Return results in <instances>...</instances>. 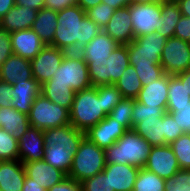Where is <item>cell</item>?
Here are the masks:
<instances>
[{
    "mask_svg": "<svg viewBox=\"0 0 190 191\" xmlns=\"http://www.w3.org/2000/svg\"><path fill=\"white\" fill-rule=\"evenodd\" d=\"M57 22L52 46L66 52H78L104 31L79 5L58 11Z\"/></svg>",
    "mask_w": 190,
    "mask_h": 191,
    "instance_id": "6da1fadb",
    "label": "cell"
},
{
    "mask_svg": "<svg viewBox=\"0 0 190 191\" xmlns=\"http://www.w3.org/2000/svg\"><path fill=\"white\" fill-rule=\"evenodd\" d=\"M43 138L45 145L43 160L69 175L73 156L85 138V132L66 124L44 130Z\"/></svg>",
    "mask_w": 190,
    "mask_h": 191,
    "instance_id": "7a4b0ae2",
    "label": "cell"
},
{
    "mask_svg": "<svg viewBox=\"0 0 190 191\" xmlns=\"http://www.w3.org/2000/svg\"><path fill=\"white\" fill-rule=\"evenodd\" d=\"M151 148L133 129L127 130L113 145L105 149L106 164H131L142 168Z\"/></svg>",
    "mask_w": 190,
    "mask_h": 191,
    "instance_id": "3957f363",
    "label": "cell"
},
{
    "mask_svg": "<svg viewBox=\"0 0 190 191\" xmlns=\"http://www.w3.org/2000/svg\"><path fill=\"white\" fill-rule=\"evenodd\" d=\"M107 114L103 111L102 98L98 97L97 86L75 92L70 110V124L86 132L97 125Z\"/></svg>",
    "mask_w": 190,
    "mask_h": 191,
    "instance_id": "277c9868",
    "label": "cell"
},
{
    "mask_svg": "<svg viewBox=\"0 0 190 191\" xmlns=\"http://www.w3.org/2000/svg\"><path fill=\"white\" fill-rule=\"evenodd\" d=\"M92 86L115 84L130 65L127 45H118L105 60H84Z\"/></svg>",
    "mask_w": 190,
    "mask_h": 191,
    "instance_id": "5b68a950",
    "label": "cell"
},
{
    "mask_svg": "<svg viewBox=\"0 0 190 191\" xmlns=\"http://www.w3.org/2000/svg\"><path fill=\"white\" fill-rule=\"evenodd\" d=\"M105 166V149L85 137L73 156V164L68 176L82 182L101 173Z\"/></svg>",
    "mask_w": 190,
    "mask_h": 191,
    "instance_id": "8992f818",
    "label": "cell"
},
{
    "mask_svg": "<svg viewBox=\"0 0 190 191\" xmlns=\"http://www.w3.org/2000/svg\"><path fill=\"white\" fill-rule=\"evenodd\" d=\"M47 82L70 85L74 92L92 87L88 65L78 52H67L54 76Z\"/></svg>",
    "mask_w": 190,
    "mask_h": 191,
    "instance_id": "52a82bcc",
    "label": "cell"
},
{
    "mask_svg": "<svg viewBox=\"0 0 190 191\" xmlns=\"http://www.w3.org/2000/svg\"><path fill=\"white\" fill-rule=\"evenodd\" d=\"M166 41L167 38L158 31L136 37L127 44L130 65L144 67L150 66V64H160Z\"/></svg>",
    "mask_w": 190,
    "mask_h": 191,
    "instance_id": "ba28073f",
    "label": "cell"
},
{
    "mask_svg": "<svg viewBox=\"0 0 190 191\" xmlns=\"http://www.w3.org/2000/svg\"><path fill=\"white\" fill-rule=\"evenodd\" d=\"M28 119L31 127L44 131L70 124V111L39 94L31 106Z\"/></svg>",
    "mask_w": 190,
    "mask_h": 191,
    "instance_id": "9c48e42d",
    "label": "cell"
},
{
    "mask_svg": "<svg viewBox=\"0 0 190 191\" xmlns=\"http://www.w3.org/2000/svg\"><path fill=\"white\" fill-rule=\"evenodd\" d=\"M164 73L178 75L190 67V42L175 37L167 39L161 55Z\"/></svg>",
    "mask_w": 190,
    "mask_h": 191,
    "instance_id": "30bf717a",
    "label": "cell"
},
{
    "mask_svg": "<svg viewBox=\"0 0 190 191\" xmlns=\"http://www.w3.org/2000/svg\"><path fill=\"white\" fill-rule=\"evenodd\" d=\"M130 17L134 36L151 34L161 27V3L130 4Z\"/></svg>",
    "mask_w": 190,
    "mask_h": 191,
    "instance_id": "8fae6325",
    "label": "cell"
},
{
    "mask_svg": "<svg viewBox=\"0 0 190 191\" xmlns=\"http://www.w3.org/2000/svg\"><path fill=\"white\" fill-rule=\"evenodd\" d=\"M66 51L51 45H46L32 60L33 78L40 85L49 81L60 67Z\"/></svg>",
    "mask_w": 190,
    "mask_h": 191,
    "instance_id": "7c38bea8",
    "label": "cell"
},
{
    "mask_svg": "<svg viewBox=\"0 0 190 191\" xmlns=\"http://www.w3.org/2000/svg\"><path fill=\"white\" fill-rule=\"evenodd\" d=\"M144 168L165 180L175 175L181 169L169 144L152 146Z\"/></svg>",
    "mask_w": 190,
    "mask_h": 191,
    "instance_id": "4fadbf2b",
    "label": "cell"
},
{
    "mask_svg": "<svg viewBox=\"0 0 190 191\" xmlns=\"http://www.w3.org/2000/svg\"><path fill=\"white\" fill-rule=\"evenodd\" d=\"M126 131L127 129L120 122L107 115L97 125L90 127L85 132V137L100 148L106 149L113 145Z\"/></svg>",
    "mask_w": 190,
    "mask_h": 191,
    "instance_id": "5bb4252c",
    "label": "cell"
},
{
    "mask_svg": "<svg viewBox=\"0 0 190 191\" xmlns=\"http://www.w3.org/2000/svg\"><path fill=\"white\" fill-rule=\"evenodd\" d=\"M103 29L119 45L131 43L135 36L130 17V5L116 9Z\"/></svg>",
    "mask_w": 190,
    "mask_h": 191,
    "instance_id": "9a60e30c",
    "label": "cell"
},
{
    "mask_svg": "<svg viewBox=\"0 0 190 191\" xmlns=\"http://www.w3.org/2000/svg\"><path fill=\"white\" fill-rule=\"evenodd\" d=\"M139 167L131 164H106L102 171L108 176L110 191H133Z\"/></svg>",
    "mask_w": 190,
    "mask_h": 191,
    "instance_id": "2e32d148",
    "label": "cell"
},
{
    "mask_svg": "<svg viewBox=\"0 0 190 191\" xmlns=\"http://www.w3.org/2000/svg\"><path fill=\"white\" fill-rule=\"evenodd\" d=\"M13 54L32 60L46 45L31 28L10 33Z\"/></svg>",
    "mask_w": 190,
    "mask_h": 191,
    "instance_id": "e0dca14e",
    "label": "cell"
},
{
    "mask_svg": "<svg viewBox=\"0 0 190 191\" xmlns=\"http://www.w3.org/2000/svg\"><path fill=\"white\" fill-rule=\"evenodd\" d=\"M19 160L23 163L43 160V130L31 127L18 139Z\"/></svg>",
    "mask_w": 190,
    "mask_h": 191,
    "instance_id": "ac0fdd59",
    "label": "cell"
},
{
    "mask_svg": "<svg viewBox=\"0 0 190 191\" xmlns=\"http://www.w3.org/2000/svg\"><path fill=\"white\" fill-rule=\"evenodd\" d=\"M23 165L26 175L46 190L67 176L64 172L44 160L25 162Z\"/></svg>",
    "mask_w": 190,
    "mask_h": 191,
    "instance_id": "d6986e66",
    "label": "cell"
},
{
    "mask_svg": "<svg viewBox=\"0 0 190 191\" xmlns=\"http://www.w3.org/2000/svg\"><path fill=\"white\" fill-rule=\"evenodd\" d=\"M33 78L31 60L12 54L0 66V80L14 84Z\"/></svg>",
    "mask_w": 190,
    "mask_h": 191,
    "instance_id": "ffe728a7",
    "label": "cell"
},
{
    "mask_svg": "<svg viewBox=\"0 0 190 191\" xmlns=\"http://www.w3.org/2000/svg\"><path fill=\"white\" fill-rule=\"evenodd\" d=\"M40 88L41 85L35 78L12 84V107L28 115L34 100L40 94Z\"/></svg>",
    "mask_w": 190,
    "mask_h": 191,
    "instance_id": "44dd1931",
    "label": "cell"
},
{
    "mask_svg": "<svg viewBox=\"0 0 190 191\" xmlns=\"http://www.w3.org/2000/svg\"><path fill=\"white\" fill-rule=\"evenodd\" d=\"M26 172L19 159L0 161V191H22Z\"/></svg>",
    "mask_w": 190,
    "mask_h": 191,
    "instance_id": "7402d4cb",
    "label": "cell"
},
{
    "mask_svg": "<svg viewBox=\"0 0 190 191\" xmlns=\"http://www.w3.org/2000/svg\"><path fill=\"white\" fill-rule=\"evenodd\" d=\"M38 14V10L30 7L15 5L1 19L0 26L9 33L29 29L32 27Z\"/></svg>",
    "mask_w": 190,
    "mask_h": 191,
    "instance_id": "603a6c76",
    "label": "cell"
},
{
    "mask_svg": "<svg viewBox=\"0 0 190 191\" xmlns=\"http://www.w3.org/2000/svg\"><path fill=\"white\" fill-rule=\"evenodd\" d=\"M168 79L169 75L165 73L161 78L143 86L136 101L151 107H167Z\"/></svg>",
    "mask_w": 190,
    "mask_h": 191,
    "instance_id": "cb8c5ba5",
    "label": "cell"
},
{
    "mask_svg": "<svg viewBox=\"0 0 190 191\" xmlns=\"http://www.w3.org/2000/svg\"><path fill=\"white\" fill-rule=\"evenodd\" d=\"M119 44L102 31L78 51L83 60H105Z\"/></svg>",
    "mask_w": 190,
    "mask_h": 191,
    "instance_id": "d4e9b609",
    "label": "cell"
},
{
    "mask_svg": "<svg viewBox=\"0 0 190 191\" xmlns=\"http://www.w3.org/2000/svg\"><path fill=\"white\" fill-rule=\"evenodd\" d=\"M0 127L18 140L30 128L28 115L13 107H0Z\"/></svg>",
    "mask_w": 190,
    "mask_h": 191,
    "instance_id": "484cf974",
    "label": "cell"
},
{
    "mask_svg": "<svg viewBox=\"0 0 190 191\" xmlns=\"http://www.w3.org/2000/svg\"><path fill=\"white\" fill-rule=\"evenodd\" d=\"M57 11L42 8L38 11L37 17L31 29L39 36L45 45H51L57 28Z\"/></svg>",
    "mask_w": 190,
    "mask_h": 191,
    "instance_id": "4316f807",
    "label": "cell"
},
{
    "mask_svg": "<svg viewBox=\"0 0 190 191\" xmlns=\"http://www.w3.org/2000/svg\"><path fill=\"white\" fill-rule=\"evenodd\" d=\"M40 94L69 111L72 108L75 96V92L70 88V85L53 84V82L43 83Z\"/></svg>",
    "mask_w": 190,
    "mask_h": 191,
    "instance_id": "83f0119b",
    "label": "cell"
},
{
    "mask_svg": "<svg viewBox=\"0 0 190 191\" xmlns=\"http://www.w3.org/2000/svg\"><path fill=\"white\" fill-rule=\"evenodd\" d=\"M133 130L143 137L151 146L165 145L163 134V116L158 120H144L137 123Z\"/></svg>",
    "mask_w": 190,
    "mask_h": 191,
    "instance_id": "f1b7e54d",
    "label": "cell"
},
{
    "mask_svg": "<svg viewBox=\"0 0 190 191\" xmlns=\"http://www.w3.org/2000/svg\"><path fill=\"white\" fill-rule=\"evenodd\" d=\"M181 11L177 3L162 2L161 3V22L162 25L157 30L167 39L174 36V31L177 23L181 19Z\"/></svg>",
    "mask_w": 190,
    "mask_h": 191,
    "instance_id": "f546056e",
    "label": "cell"
},
{
    "mask_svg": "<svg viewBox=\"0 0 190 191\" xmlns=\"http://www.w3.org/2000/svg\"><path fill=\"white\" fill-rule=\"evenodd\" d=\"M114 85L121 92L123 98L129 99H136L143 87L132 65L127 67Z\"/></svg>",
    "mask_w": 190,
    "mask_h": 191,
    "instance_id": "4dcf8cb0",
    "label": "cell"
},
{
    "mask_svg": "<svg viewBox=\"0 0 190 191\" xmlns=\"http://www.w3.org/2000/svg\"><path fill=\"white\" fill-rule=\"evenodd\" d=\"M190 102V92L185 83L176 76L169 75L167 106H183Z\"/></svg>",
    "mask_w": 190,
    "mask_h": 191,
    "instance_id": "1f68e13d",
    "label": "cell"
},
{
    "mask_svg": "<svg viewBox=\"0 0 190 191\" xmlns=\"http://www.w3.org/2000/svg\"><path fill=\"white\" fill-rule=\"evenodd\" d=\"M166 180L142 167L139 169L133 191H165Z\"/></svg>",
    "mask_w": 190,
    "mask_h": 191,
    "instance_id": "d6a6232c",
    "label": "cell"
},
{
    "mask_svg": "<svg viewBox=\"0 0 190 191\" xmlns=\"http://www.w3.org/2000/svg\"><path fill=\"white\" fill-rule=\"evenodd\" d=\"M136 99L122 98L108 114L120 122L127 130L133 129V104Z\"/></svg>",
    "mask_w": 190,
    "mask_h": 191,
    "instance_id": "836d02e7",
    "label": "cell"
},
{
    "mask_svg": "<svg viewBox=\"0 0 190 191\" xmlns=\"http://www.w3.org/2000/svg\"><path fill=\"white\" fill-rule=\"evenodd\" d=\"M169 145L178 160L180 168L190 170V133H183Z\"/></svg>",
    "mask_w": 190,
    "mask_h": 191,
    "instance_id": "e575fe53",
    "label": "cell"
},
{
    "mask_svg": "<svg viewBox=\"0 0 190 191\" xmlns=\"http://www.w3.org/2000/svg\"><path fill=\"white\" fill-rule=\"evenodd\" d=\"M167 107H151L135 100L133 104V127L144 120H158L165 114Z\"/></svg>",
    "mask_w": 190,
    "mask_h": 191,
    "instance_id": "d590c367",
    "label": "cell"
},
{
    "mask_svg": "<svg viewBox=\"0 0 190 191\" xmlns=\"http://www.w3.org/2000/svg\"><path fill=\"white\" fill-rule=\"evenodd\" d=\"M16 159H19L18 140L0 127V161Z\"/></svg>",
    "mask_w": 190,
    "mask_h": 191,
    "instance_id": "8d00e7d4",
    "label": "cell"
},
{
    "mask_svg": "<svg viewBox=\"0 0 190 191\" xmlns=\"http://www.w3.org/2000/svg\"><path fill=\"white\" fill-rule=\"evenodd\" d=\"M97 94L99 98H102L103 111L107 115L123 98L121 92L113 84L97 86Z\"/></svg>",
    "mask_w": 190,
    "mask_h": 191,
    "instance_id": "74e56055",
    "label": "cell"
},
{
    "mask_svg": "<svg viewBox=\"0 0 190 191\" xmlns=\"http://www.w3.org/2000/svg\"><path fill=\"white\" fill-rule=\"evenodd\" d=\"M114 11L115 9H113L109 4L101 2L95 7L87 9L85 11V15L98 26L104 28L113 15Z\"/></svg>",
    "mask_w": 190,
    "mask_h": 191,
    "instance_id": "f35d334b",
    "label": "cell"
},
{
    "mask_svg": "<svg viewBox=\"0 0 190 191\" xmlns=\"http://www.w3.org/2000/svg\"><path fill=\"white\" fill-rule=\"evenodd\" d=\"M165 191H190V170L180 169L175 175L166 179Z\"/></svg>",
    "mask_w": 190,
    "mask_h": 191,
    "instance_id": "ab89813d",
    "label": "cell"
},
{
    "mask_svg": "<svg viewBox=\"0 0 190 191\" xmlns=\"http://www.w3.org/2000/svg\"><path fill=\"white\" fill-rule=\"evenodd\" d=\"M169 113L184 133H190V102L183 106H167Z\"/></svg>",
    "mask_w": 190,
    "mask_h": 191,
    "instance_id": "60d3db41",
    "label": "cell"
},
{
    "mask_svg": "<svg viewBox=\"0 0 190 191\" xmlns=\"http://www.w3.org/2000/svg\"><path fill=\"white\" fill-rule=\"evenodd\" d=\"M142 86H147L153 80L161 78L165 73L161 64H150V66L134 67Z\"/></svg>",
    "mask_w": 190,
    "mask_h": 191,
    "instance_id": "b9f144b4",
    "label": "cell"
},
{
    "mask_svg": "<svg viewBox=\"0 0 190 191\" xmlns=\"http://www.w3.org/2000/svg\"><path fill=\"white\" fill-rule=\"evenodd\" d=\"M183 133V130L180 128L174 118L169 113L165 112L163 115V134L165 145L175 141Z\"/></svg>",
    "mask_w": 190,
    "mask_h": 191,
    "instance_id": "7bdbcfd3",
    "label": "cell"
},
{
    "mask_svg": "<svg viewBox=\"0 0 190 191\" xmlns=\"http://www.w3.org/2000/svg\"><path fill=\"white\" fill-rule=\"evenodd\" d=\"M83 191H110L108 176L103 172L82 181Z\"/></svg>",
    "mask_w": 190,
    "mask_h": 191,
    "instance_id": "ee69618b",
    "label": "cell"
},
{
    "mask_svg": "<svg viewBox=\"0 0 190 191\" xmlns=\"http://www.w3.org/2000/svg\"><path fill=\"white\" fill-rule=\"evenodd\" d=\"M13 54L10 33L0 26V66Z\"/></svg>",
    "mask_w": 190,
    "mask_h": 191,
    "instance_id": "f6af8a7d",
    "label": "cell"
},
{
    "mask_svg": "<svg viewBox=\"0 0 190 191\" xmlns=\"http://www.w3.org/2000/svg\"><path fill=\"white\" fill-rule=\"evenodd\" d=\"M47 191H83L82 182L66 176L59 183L50 187Z\"/></svg>",
    "mask_w": 190,
    "mask_h": 191,
    "instance_id": "bcb514c9",
    "label": "cell"
},
{
    "mask_svg": "<svg viewBox=\"0 0 190 191\" xmlns=\"http://www.w3.org/2000/svg\"><path fill=\"white\" fill-rule=\"evenodd\" d=\"M173 37L190 42V17L181 16Z\"/></svg>",
    "mask_w": 190,
    "mask_h": 191,
    "instance_id": "7dc6e473",
    "label": "cell"
},
{
    "mask_svg": "<svg viewBox=\"0 0 190 191\" xmlns=\"http://www.w3.org/2000/svg\"><path fill=\"white\" fill-rule=\"evenodd\" d=\"M12 84L0 80V107H12Z\"/></svg>",
    "mask_w": 190,
    "mask_h": 191,
    "instance_id": "c3c4849f",
    "label": "cell"
},
{
    "mask_svg": "<svg viewBox=\"0 0 190 191\" xmlns=\"http://www.w3.org/2000/svg\"><path fill=\"white\" fill-rule=\"evenodd\" d=\"M45 8L53 11H62L65 8L78 5L79 0H44Z\"/></svg>",
    "mask_w": 190,
    "mask_h": 191,
    "instance_id": "681fc988",
    "label": "cell"
},
{
    "mask_svg": "<svg viewBox=\"0 0 190 191\" xmlns=\"http://www.w3.org/2000/svg\"><path fill=\"white\" fill-rule=\"evenodd\" d=\"M15 5L30 7L34 10H41L45 8V1L44 0H15Z\"/></svg>",
    "mask_w": 190,
    "mask_h": 191,
    "instance_id": "f907efd6",
    "label": "cell"
},
{
    "mask_svg": "<svg viewBox=\"0 0 190 191\" xmlns=\"http://www.w3.org/2000/svg\"><path fill=\"white\" fill-rule=\"evenodd\" d=\"M22 191H47V190L43 188L41 185L35 183V181L32 180V178H29L26 175Z\"/></svg>",
    "mask_w": 190,
    "mask_h": 191,
    "instance_id": "816d5d0a",
    "label": "cell"
},
{
    "mask_svg": "<svg viewBox=\"0 0 190 191\" xmlns=\"http://www.w3.org/2000/svg\"><path fill=\"white\" fill-rule=\"evenodd\" d=\"M103 3L109 4L113 9H120L131 4V0H102Z\"/></svg>",
    "mask_w": 190,
    "mask_h": 191,
    "instance_id": "f5cc1de1",
    "label": "cell"
},
{
    "mask_svg": "<svg viewBox=\"0 0 190 191\" xmlns=\"http://www.w3.org/2000/svg\"><path fill=\"white\" fill-rule=\"evenodd\" d=\"M15 6V0H0V19Z\"/></svg>",
    "mask_w": 190,
    "mask_h": 191,
    "instance_id": "db71d44e",
    "label": "cell"
},
{
    "mask_svg": "<svg viewBox=\"0 0 190 191\" xmlns=\"http://www.w3.org/2000/svg\"><path fill=\"white\" fill-rule=\"evenodd\" d=\"M182 16L190 17V0H179L177 2Z\"/></svg>",
    "mask_w": 190,
    "mask_h": 191,
    "instance_id": "11a10c76",
    "label": "cell"
},
{
    "mask_svg": "<svg viewBox=\"0 0 190 191\" xmlns=\"http://www.w3.org/2000/svg\"><path fill=\"white\" fill-rule=\"evenodd\" d=\"M102 0H79L78 5L86 11L87 9L93 8L96 5L100 4Z\"/></svg>",
    "mask_w": 190,
    "mask_h": 191,
    "instance_id": "9f6ffc18",
    "label": "cell"
},
{
    "mask_svg": "<svg viewBox=\"0 0 190 191\" xmlns=\"http://www.w3.org/2000/svg\"><path fill=\"white\" fill-rule=\"evenodd\" d=\"M182 83H185L186 88L190 92V69L184 71L183 73H180L176 75Z\"/></svg>",
    "mask_w": 190,
    "mask_h": 191,
    "instance_id": "6f0895ef",
    "label": "cell"
},
{
    "mask_svg": "<svg viewBox=\"0 0 190 191\" xmlns=\"http://www.w3.org/2000/svg\"><path fill=\"white\" fill-rule=\"evenodd\" d=\"M162 2L164 0H131V4H156Z\"/></svg>",
    "mask_w": 190,
    "mask_h": 191,
    "instance_id": "680465c9",
    "label": "cell"
},
{
    "mask_svg": "<svg viewBox=\"0 0 190 191\" xmlns=\"http://www.w3.org/2000/svg\"><path fill=\"white\" fill-rule=\"evenodd\" d=\"M165 2H174L177 3L179 0H164Z\"/></svg>",
    "mask_w": 190,
    "mask_h": 191,
    "instance_id": "91938a15",
    "label": "cell"
}]
</instances>
